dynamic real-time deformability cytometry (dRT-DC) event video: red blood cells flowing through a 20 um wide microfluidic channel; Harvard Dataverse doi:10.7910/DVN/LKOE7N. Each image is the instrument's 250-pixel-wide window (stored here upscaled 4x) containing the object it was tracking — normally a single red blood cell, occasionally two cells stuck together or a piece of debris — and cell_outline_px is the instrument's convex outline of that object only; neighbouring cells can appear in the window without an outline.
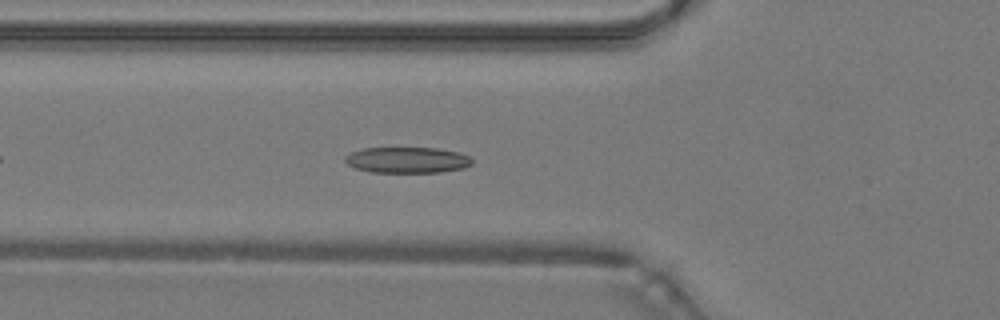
{"species": "common noctule bat (a hibernating species)", "species_latin": "Nyctalus noctula", "temperature_condition": "warm", "stored_images_in_passage": 29, "camera_frame_rate_fps": 3000, "um_per_image_px": 0.085, "animal": {"sex": "male", "body_mass_g": 19.2, "forearm_length_mm": 51.8}, "frame": {"image": 1, "passage_image": 7, "time_ms": 2.0, "image_size_px": [1000, 320], "cell_outline_px": [[472, 164], [464, 168], [440, 172], [372, 172], [356, 168], [348, 164], [344, 160], [344, 156], [352, 152], [364, 148], [436, 148], [460, 152], [468, 156], [472, 160]], "centroid_in_image_um": [34.63, 13.6], "position_along_channel_um": 91.2, "area_um2": 19.13}}
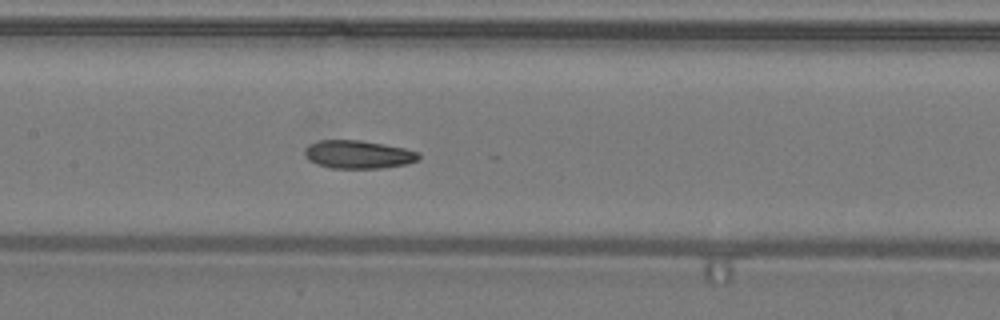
{"frame": {"image": 2, "passage_image": 13, "time_ms": 4.0, "image_size_px": [1000, 320], "cell_outline_px": [[420, 160], [408, 164], [384, 168], [332, 168], [316, 164], [308, 160], [304, 152], [304, 148], [308, 144], [320, 140], [360, 140], [384, 144], [404, 148], [420, 152]], "centroid_in_image_um": [30.47, 13.13], "position_along_channel_um": 176.9, "area_um2": 18.96}}
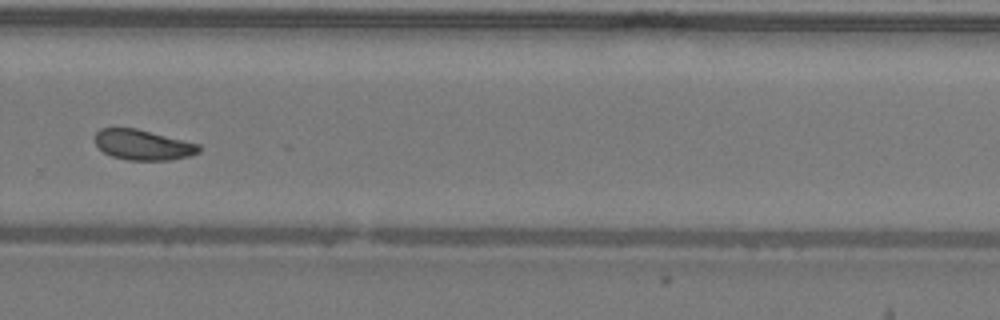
{"frame": {"image": 3, "passage_image": 23, "time_ms": 7.333, "image_size_px": [1000, 320], "cell_outline_px": [[200, 152], [188, 156], [172, 160], [128, 160], [112, 156], [104, 152], [96, 144], [96, 132], [100, 128], [136, 128], [200, 144]], "centroid_in_image_um": [12.17, 12.31], "position_along_channel_um": 317.6, "area_um2": 18.26}, "authors_computed_cell_mechanics": {"area_um2": 18.9584, "velocity_mm_per_s": 4.2577, "shape_relaxation_time_tau1_ms": null, "shape_relaxation_time_tau2_ms": 2.0671, "deformation_change_tau1": null, "deformation_change_tau2": 0.0816}}